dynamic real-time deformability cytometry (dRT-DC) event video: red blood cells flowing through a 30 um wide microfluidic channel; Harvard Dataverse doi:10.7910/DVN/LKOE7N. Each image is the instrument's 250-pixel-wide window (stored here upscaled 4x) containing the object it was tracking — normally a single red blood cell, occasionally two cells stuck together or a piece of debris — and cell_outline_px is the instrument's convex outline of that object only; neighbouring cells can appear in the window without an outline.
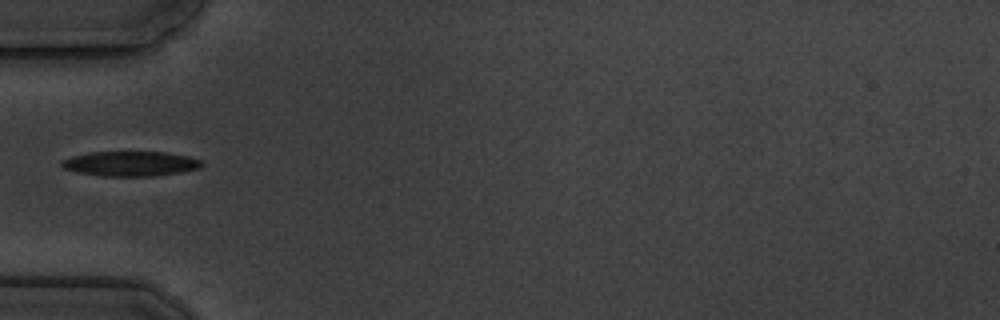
{"species": "common noctule bat (a hibernating species)", "species_latin": "Nyctalus noctula", "temperature_condition": "cold", "stored_images_in_passage": 3, "camera_frame_rate_fps": 3000, "um_per_image_px": 0.085, "animal": {"sex": "male", "body_mass_g": 19.5, "forearm_length_mm": 54.6}, "frame": {"image": 1, "passage_image": 1, "time_ms": 0.0, "image_size_px": [1000, 320], "cell_outline_px": [[204, 164], [200, 168], [180, 172], [152, 176], [104, 176], [76, 172], [64, 168], [60, 164], [60, 160], [72, 156], [88, 152], [164, 152], [188, 156], [200, 160]], "centroid_in_image_um": [11.06, 13.91], "position_along_channel_um": 73.9, "area_um2": 20.29}}
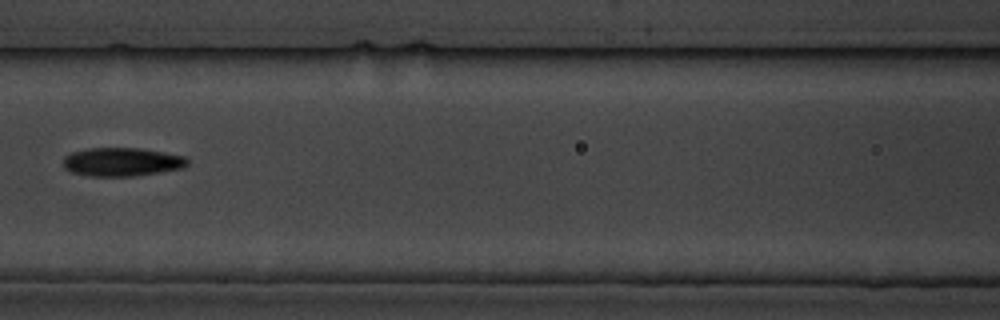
{"frame": {"image": 2, "passage_image": 3, "time_ms": 2.333, "image_size_px": [1000, 320], "cell_outline_px": [[188, 164], [184, 168], [132, 176], [88, 176], [72, 172], [64, 168], [64, 156], [72, 152], [88, 148], [140, 148], [164, 152], [184, 156], [188, 160]], "centroid_in_image_um": [10.36, 13.76], "position_along_channel_um": 156.2, "area_um2": 20.63}}